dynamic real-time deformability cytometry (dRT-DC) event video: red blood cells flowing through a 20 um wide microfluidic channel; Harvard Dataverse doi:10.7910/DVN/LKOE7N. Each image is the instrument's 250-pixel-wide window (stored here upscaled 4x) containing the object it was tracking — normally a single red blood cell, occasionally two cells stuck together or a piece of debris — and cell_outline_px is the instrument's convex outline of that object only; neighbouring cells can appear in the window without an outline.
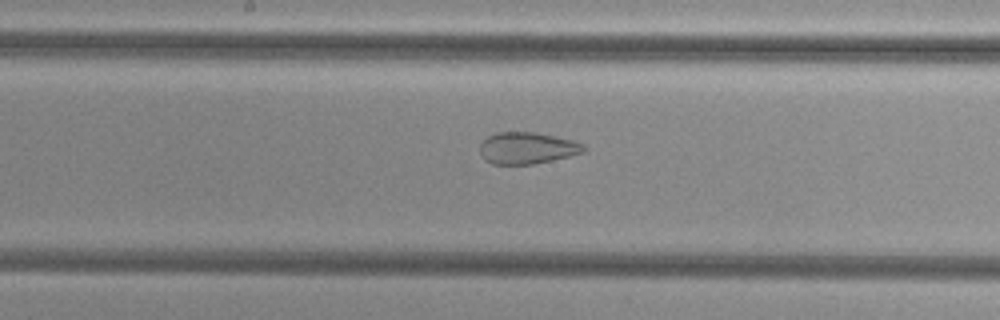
{"species": "common noctule bat (a hibernating species)", "species_latin": "Nyctalus noctula", "temperature_condition": "cold", "stored_images_in_passage": 55, "camera_frame_rate_fps": 3000, "um_per_image_px": 0.085, "animal": {"sex": "female", "body_mass_g": 29.2, "forearm_length_mm": 56.3}, "frame": {"image": 1, "passage_image": 29, "time_ms": 9.333, "image_size_px": [1000, 320], "cell_outline_px": [[588, 148], [584, 152], [552, 160], [532, 164], [492, 164], [484, 160], [480, 156], [480, 144], [488, 136], [496, 132], [536, 132], [556, 136], [572, 140], [584, 144]], "centroid_in_image_um": [44.8, 12.58], "position_along_channel_um": 203.4, "area_um2": 19.31}}
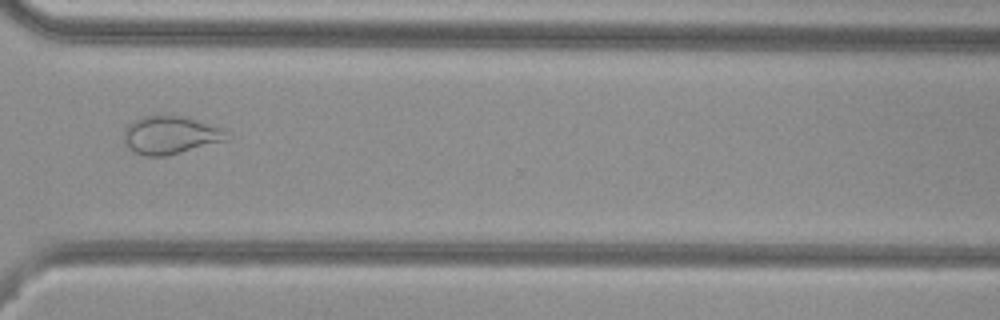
{"frame": {"image": 2, "passage_image": 41, "time_ms": 13.333, "image_size_px": [1000, 320], "cell_outline_px": [[232, 136], [228, 140], [168, 156], [144, 156], [136, 152], [124, 140], [124, 128], [132, 120], [144, 116], [160, 112], [184, 116], [220, 128]], "centroid_in_image_um": [14.49, 11.44], "position_along_channel_um": 356.1, "area_um2": 23.24}}
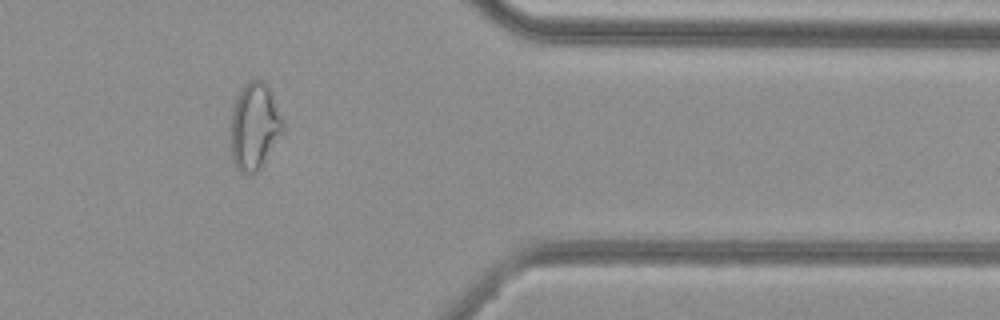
{"frame": {"image": 3, "passage_image": 45, "time_ms": 14.667, "image_size_px": [1000, 320], "cell_outline_px": [[284, 132], [260, 168], [256, 172], [240, 172], [236, 168], [232, 160], [232, 112], [236, 100], [244, 84], [256, 76], [264, 80], [268, 84], [272, 92], [284, 120]], "centroid_in_image_um": [21.68, 10.68], "position_along_channel_um": 389.7, "area_um2": 26.53}, "authors_computed_cell_mechanics": {"area_um2": 27.9174, "velocity_mm_per_s": 3.82, "shape_relaxation_time_tau1_ms": null, "shape_relaxation_time_tau2_ms": 1.6491, "deformation_change_tau1": null, "deformation_change_tau2": 0.0907}}